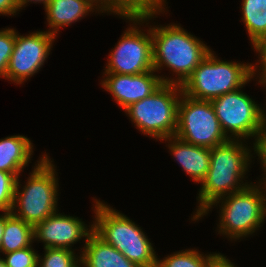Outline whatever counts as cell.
<instances>
[{"label":"cell","instance_id":"obj_1","mask_svg":"<svg viewBox=\"0 0 266 267\" xmlns=\"http://www.w3.org/2000/svg\"><path fill=\"white\" fill-rule=\"evenodd\" d=\"M243 145L241 140L239 142L236 139H229L211 148L210 167L205 179L201 182L198 194L200 203L193 216L194 220L220 197L241 191L249 186L248 183L242 184L241 180L248 170L251 156L250 149Z\"/></svg>","mask_w":266,"mask_h":267},{"label":"cell","instance_id":"obj_2","mask_svg":"<svg viewBox=\"0 0 266 267\" xmlns=\"http://www.w3.org/2000/svg\"><path fill=\"white\" fill-rule=\"evenodd\" d=\"M153 69L163 64L178 76L174 84L182 85L199 63L211 52L206 44L186 32L181 26L151 28Z\"/></svg>","mask_w":266,"mask_h":267},{"label":"cell","instance_id":"obj_3","mask_svg":"<svg viewBox=\"0 0 266 267\" xmlns=\"http://www.w3.org/2000/svg\"><path fill=\"white\" fill-rule=\"evenodd\" d=\"M94 202L93 232L139 267H156L157 255L142 229L100 200Z\"/></svg>","mask_w":266,"mask_h":267},{"label":"cell","instance_id":"obj_4","mask_svg":"<svg viewBox=\"0 0 266 267\" xmlns=\"http://www.w3.org/2000/svg\"><path fill=\"white\" fill-rule=\"evenodd\" d=\"M211 51L181 85L182 93L211 101L242 88L255 76L257 66L219 60Z\"/></svg>","mask_w":266,"mask_h":267},{"label":"cell","instance_id":"obj_5","mask_svg":"<svg viewBox=\"0 0 266 267\" xmlns=\"http://www.w3.org/2000/svg\"><path fill=\"white\" fill-rule=\"evenodd\" d=\"M42 156L30 173L31 175L22 191H19L21 184L19 177H17L11 210L15 217L33 226L57 212L58 179L55 175V165L51 163V159L46 154ZM16 208L18 209L17 214Z\"/></svg>","mask_w":266,"mask_h":267},{"label":"cell","instance_id":"obj_6","mask_svg":"<svg viewBox=\"0 0 266 267\" xmlns=\"http://www.w3.org/2000/svg\"><path fill=\"white\" fill-rule=\"evenodd\" d=\"M261 187L249 184L243 190L220 197L214 201L196 220L206 215L209 209L221 203L219 233L232 239L252 234L261 226L266 217V183ZM265 189V191H260ZM264 192V194H263ZM223 198V199H222ZM225 199V200H224ZM221 200V201H220Z\"/></svg>","mask_w":266,"mask_h":267},{"label":"cell","instance_id":"obj_7","mask_svg":"<svg viewBox=\"0 0 266 267\" xmlns=\"http://www.w3.org/2000/svg\"><path fill=\"white\" fill-rule=\"evenodd\" d=\"M181 85L163 83L150 96L131 104L125 112L142 134L159 140L172 137L177 129Z\"/></svg>","mask_w":266,"mask_h":267},{"label":"cell","instance_id":"obj_8","mask_svg":"<svg viewBox=\"0 0 266 267\" xmlns=\"http://www.w3.org/2000/svg\"><path fill=\"white\" fill-rule=\"evenodd\" d=\"M175 136L207 148H214L229 140L221 129L211 102L194 99L184 93L178 104Z\"/></svg>","mask_w":266,"mask_h":267},{"label":"cell","instance_id":"obj_9","mask_svg":"<svg viewBox=\"0 0 266 267\" xmlns=\"http://www.w3.org/2000/svg\"><path fill=\"white\" fill-rule=\"evenodd\" d=\"M223 133L229 139L241 140L258 135L264 124V110L241 89L210 101ZM230 134V137L227 134ZM232 137V138H231Z\"/></svg>","mask_w":266,"mask_h":267},{"label":"cell","instance_id":"obj_10","mask_svg":"<svg viewBox=\"0 0 266 267\" xmlns=\"http://www.w3.org/2000/svg\"><path fill=\"white\" fill-rule=\"evenodd\" d=\"M135 25L125 30L111 51L104 73L137 75L153 69L151 28L147 35Z\"/></svg>","mask_w":266,"mask_h":267},{"label":"cell","instance_id":"obj_11","mask_svg":"<svg viewBox=\"0 0 266 267\" xmlns=\"http://www.w3.org/2000/svg\"><path fill=\"white\" fill-rule=\"evenodd\" d=\"M56 35L38 31L27 36L15 30V44L6 71V79L23 83L40 70L52 47Z\"/></svg>","mask_w":266,"mask_h":267},{"label":"cell","instance_id":"obj_12","mask_svg":"<svg viewBox=\"0 0 266 267\" xmlns=\"http://www.w3.org/2000/svg\"><path fill=\"white\" fill-rule=\"evenodd\" d=\"M154 72L151 70L137 75L104 73L107 76L101 83L125 110L131 104L150 96L163 83H174L173 79L154 75Z\"/></svg>","mask_w":266,"mask_h":267},{"label":"cell","instance_id":"obj_13","mask_svg":"<svg viewBox=\"0 0 266 267\" xmlns=\"http://www.w3.org/2000/svg\"><path fill=\"white\" fill-rule=\"evenodd\" d=\"M58 212L47 217L44 221L34 226V240H40L45 248H65L72 250V244L93 232L85 227L84 222L78 217L62 215ZM71 247V248H70Z\"/></svg>","mask_w":266,"mask_h":267},{"label":"cell","instance_id":"obj_14","mask_svg":"<svg viewBox=\"0 0 266 267\" xmlns=\"http://www.w3.org/2000/svg\"><path fill=\"white\" fill-rule=\"evenodd\" d=\"M162 140L170 142L168 148L183 170L195 182L201 183L210 167L211 148L193 145L175 135Z\"/></svg>","mask_w":266,"mask_h":267},{"label":"cell","instance_id":"obj_15","mask_svg":"<svg viewBox=\"0 0 266 267\" xmlns=\"http://www.w3.org/2000/svg\"><path fill=\"white\" fill-rule=\"evenodd\" d=\"M81 252L80 261L83 267H139L94 232L85 239V246Z\"/></svg>","mask_w":266,"mask_h":267},{"label":"cell","instance_id":"obj_16","mask_svg":"<svg viewBox=\"0 0 266 267\" xmlns=\"http://www.w3.org/2000/svg\"><path fill=\"white\" fill-rule=\"evenodd\" d=\"M32 149L30 139L22 135L0 139V170L19 177L22 169L31 160Z\"/></svg>","mask_w":266,"mask_h":267},{"label":"cell","instance_id":"obj_17","mask_svg":"<svg viewBox=\"0 0 266 267\" xmlns=\"http://www.w3.org/2000/svg\"><path fill=\"white\" fill-rule=\"evenodd\" d=\"M44 8L49 27L52 28L48 32L54 35L59 28L76 22L93 9L85 0H49Z\"/></svg>","mask_w":266,"mask_h":267},{"label":"cell","instance_id":"obj_18","mask_svg":"<svg viewBox=\"0 0 266 267\" xmlns=\"http://www.w3.org/2000/svg\"><path fill=\"white\" fill-rule=\"evenodd\" d=\"M34 241V226L5 212V226L0 253H10L31 246Z\"/></svg>","mask_w":266,"mask_h":267},{"label":"cell","instance_id":"obj_19","mask_svg":"<svg viewBox=\"0 0 266 267\" xmlns=\"http://www.w3.org/2000/svg\"><path fill=\"white\" fill-rule=\"evenodd\" d=\"M242 1V21L254 47L266 40V0Z\"/></svg>","mask_w":266,"mask_h":267},{"label":"cell","instance_id":"obj_20","mask_svg":"<svg viewBox=\"0 0 266 267\" xmlns=\"http://www.w3.org/2000/svg\"><path fill=\"white\" fill-rule=\"evenodd\" d=\"M215 254L205 257L198 251L189 249L174 253L163 260H159L157 257L156 267H208Z\"/></svg>","mask_w":266,"mask_h":267},{"label":"cell","instance_id":"obj_21","mask_svg":"<svg viewBox=\"0 0 266 267\" xmlns=\"http://www.w3.org/2000/svg\"><path fill=\"white\" fill-rule=\"evenodd\" d=\"M164 0H126V19L136 23L154 18L155 14L162 11ZM163 4V5H162Z\"/></svg>","mask_w":266,"mask_h":267},{"label":"cell","instance_id":"obj_22","mask_svg":"<svg viewBox=\"0 0 266 267\" xmlns=\"http://www.w3.org/2000/svg\"><path fill=\"white\" fill-rule=\"evenodd\" d=\"M44 250L43 259L38 256L37 267H75L78 260L80 261V256H75L74 250L65 248H45Z\"/></svg>","mask_w":266,"mask_h":267},{"label":"cell","instance_id":"obj_23","mask_svg":"<svg viewBox=\"0 0 266 267\" xmlns=\"http://www.w3.org/2000/svg\"><path fill=\"white\" fill-rule=\"evenodd\" d=\"M17 176L0 170V210L11 212L14 202Z\"/></svg>","mask_w":266,"mask_h":267},{"label":"cell","instance_id":"obj_24","mask_svg":"<svg viewBox=\"0 0 266 267\" xmlns=\"http://www.w3.org/2000/svg\"><path fill=\"white\" fill-rule=\"evenodd\" d=\"M5 254L2 258L7 267H37L38 254L31 246Z\"/></svg>","mask_w":266,"mask_h":267},{"label":"cell","instance_id":"obj_25","mask_svg":"<svg viewBox=\"0 0 266 267\" xmlns=\"http://www.w3.org/2000/svg\"><path fill=\"white\" fill-rule=\"evenodd\" d=\"M15 44V29L0 30V77L6 78L8 63Z\"/></svg>","mask_w":266,"mask_h":267},{"label":"cell","instance_id":"obj_26","mask_svg":"<svg viewBox=\"0 0 266 267\" xmlns=\"http://www.w3.org/2000/svg\"><path fill=\"white\" fill-rule=\"evenodd\" d=\"M253 144L254 152L256 151L257 156L261 159V164L263 166L262 169H264L266 176V114H264V124L255 138V143ZM263 181L266 183V177Z\"/></svg>","mask_w":266,"mask_h":267},{"label":"cell","instance_id":"obj_27","mask_svg":"<svg viewBox=\"0 0 266 267\" xmlns=\"http://www.w3.org/2000/svg\"><path fill=\"white\" fill-rule=\"evenodd\" d=\"M254 49L256 50V52L260 53V70H262L261 72V76L259 77L260 80L259 82L264 85V87L266 86V40L261 41L259 43H257L254 46Z\"/></svg>","mask_w":266,"mask_h":267},{"label":"cell","instance_id":"obj_28","mask_svg":"<svg viewBox=\"0 0 266 267\" xmlns=\"http://www.w3.org/2000/svg\"><path fill=\"white\" fill-rule=\"evenodd\" d=\"M107 12L126 18V0H107Z\"/></svg>","mask_w":266,"mask_h":267},{"label":"cell","instance_id":"obj_29","mask_svg":"<svg viewBox=\"0 0 266 267\" xmlns=\"http://www.w3.org/2000/svg\"><path fill=\"white\" fill-rule=\"evenodd\" d=\"M17 11H20L16 0H0V14L2 15H14Z\"/></svg>","mask_w":266,"mask_h":267},{"label":"cell","instance_id":"obj_30","mask_svg":"<svg viewBox=\"0 0 266 267\" xmlns=\"http://www.w3.org/2000/svg\"><path fill=\"white\" fill-rule=\"evenodd\" d=\"M208 267H236L228 258L221 254H215Z\"/></svg>","mask_w":266,"mask_h":267},{"label":"cell","instance_id":"obj_31","mask_svg":"<svg viewBox=\"0 0 266 267\" xmlns=\"http://www.w3.org/2000/svg\"><path fill=\"white\" fill-rule=\"evenodd\" d=\"M92 8L97 6L96 9L100 10V12L103 13V11H107V0H85ZM101 8V9H100Z\"/></svg>","mask_w":266,"mask_h":267},{"label":"cell","instance_id":"obj_32","mask_svg":"<svg viewBox=\"0 0 266 267\" xmlns=\"http://www.w3.org/2000/svg\"><path fill=\"white\" fill-rule=\"evenodd\" d=\"M28 2H38V3H43L44 7L49 3V0H16L17 6L19 9H22V7H24L25 4H27Z\"/></svg>","mask_w":266,"mask_h":267},{"label":"cell","instance_id":"obj_33","mask_svg":"<svg viewBox=\"0 0 266 267\" xmlns=\"http://www.w3.org/2000/svg\"><path fill=\"white\" fill-rule=\"evenodd\" d=\"M4 226H5V212L3 215H0V246L2 243V236L4 232Z\"/></svg>","mask_w":266,"mask_h":267},{"label":"cell","instance_id":"obj_34","mask_svg":"<svg viewBox=\"0 0 266 267\" xmlns=\"http://www.w3.org/2000/svg\"><path fill=\"white\" fill-rule=\"evenodd\" d=\"M0 267H7L2 258H0Z\"/></svg>","mask_w":266,"mask_h":267},{"label":"cell","instance_id":"obj_35","mask_svg":"<svg viewBox=\"0 0 266 267\" xmlns=\"http://www.w3.org/2000/svg\"><path fill=\"white\" fill-rule=\"evenodd\" d=\"M81 265V261H79V264L78 265H76L75 267H79Z\"/></svg>","mask_w":266,"mask_h":267}]
</instances>
